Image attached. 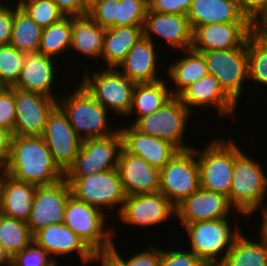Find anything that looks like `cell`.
Returning a JSON list of instances; mask_svg holds the SVG:
<instances>
[{
  "label": "cell",
  "instance_id": "1",
  "mask_svg": "<svg viewBox=\"0 0 267 266\" xmlns=\"http://www.w3.org/2000/svg\"><path fill=\"white\" fill-rule=\"evenodd\" d=\"M3 171L36 186L50 185L64 178L42 136L14 135L10 159Z\"/></svg>",
  "mask_w": 267,
  "mask_h": 266
},
{
  "label": "cell",
  "instance_id": "2",
  "mask_svg": "<svg viewBox=\"0 0 267 266\" xmlns=\"http://www.w3.org/2000/svg\"><path fill=\"white\" fill-rule=\"evenodd\" d=\"M267 195V175L256 160L234 143V169L228 197L239 213L251 215L261 208Z\"/></svg>",
  "mask_w": 267,
  "mask_h": 266
},
{
  "label": "cell",
  "instance_id": "3",
  "mask_svg": "<svg viewBox=\"0 0 267 266\" xmlns=\"http://www.w3.org/2000/svg\"><path fill=\"white\" fill-rule=\"evenodd\" d=\"M75 89L66 97H59L57 105L67 115L77 136L83 141L115 134L118 129L109 128L107 109L98 103L81 83Z\"/></svg>",
  "mask_w": 267,
  "mask_h": 266
},
{
  "label": "cell",
  "instance_id": "4",
  "mask_svg": "<svg viewBox=\"0 0 267 266\" xmlns=\"http://www.w3.org/2000/svg\"><path fill=\"white\" fill-rule=\"evenodd\" d=\"M205 149L196 152L199 165L200 187L229 197L233 169L234 142L216 138Z\"/></svg>",
  "mask_w": 267,
  "mask_h": 266
},
{
  "label": "cell",
  "instance_id": "5",
  "mask_svg": "<svg viewBox=\"0 0 267 266\" xmlns=\"http://www.w3.org/2000/svg\"><path fill=\"white\" fill-rule=\"evenodd\" d=\"M228 221V218H222L183 226L190 238L191 251L211 266L220 264L232 248L236 237L241 233L239 228H236L235 231L231 230L232 226H229L230 222Z\"/></svg>",
  "mask_w": 267,
  "mask_h": 266
},
{
  "label": "cell",
  "instance_id": "6",
  "mask_svg": "<svg viewBox=\"0 0 267 266\" xmlns=\"http://www.w3.org/2000/svg\"><path fill=\"white\" fill-rule=\"evenodd\" d=\"M191 113L178 96H173L159 110L134 119L131 125L141 133L168 141L179 151H185L193 148L183 141Z\"/></svg>",
  "mask_w": 267,
  "mask_h": 266
},
{
  "label": "cell",
  "instance_id": "7",
  "mask_svg": "<svg viewBox=\"0 0 267 266\" xmlns=\"http://www.w3.org/2000/svg\"><path fill=\"white\" fill-rule=\"evenodd\" d=\"M71 195L64 211V224L94 252L110 249L114 233L104 229L108 215Z\"/></svg>",
  "mask_w": 267,
  "mask_h": 266
},
{
  "label": "cell",
  "instance_id": "8",
  "mask_svg": "<svg viewBox=\"0 0 267 266\" xmlns=\"http://www.w3.org/2000/svg\"><path fill=\"white\" fill-rule=\"evenodd\" d=\"M81 84L104 108L114 110L120 116H128L135 87L118 68L94 71L91 75L85 70ZM89 76H88V75Z\"/></svg>",
  "mask_w": 267,
  "mask_h": 266
},
{
  "label": "cell",
  "instance_id": "9",
  "mask_svg": "<svg viewBox=\"0 0 267 266\" xmlns=\"http://www.w3.org/2000/svg\"><path fill=\"white\" fill-rule=\"evenodd\" d=\"M70 184L72 195L91 206L114 208L120 205V213L126 194L120 180L118 169L91 174L86 177H64Z\"/></svg>",
  "mask_w": 267,
  "mask_h": 266
},
{
  "label": "cell",
  "instance_id": "10",
  "mask_svg": "<svg viewBox=\"0 0 267 266\" xmlns=\"http://www.w3.org/2000/svg\"><path fill=\"white\" fill-rule=\"evenodd\" d=\"M193 149L178 151L160 169L159 192L175 206L200 188L199 165Z\"/></svg>",
  "mask_w": 267,
  "mask_h": 266
},
{
  "label": "cell",
  "instance_id": "11",
  "mask_svg": "<svg viewBox=\"0 0 267 266\" xmlns=\"http://www.w3.org/2000/svg\"><path fill=\"white\" fill-rule=\"evenodd\" d=\"M122 136L118 130L105 138L83 140L73 164L64 177H86L118 167Z\"/></svg>",
  "mask_w": 267,
  "mask_h": 266
},
{
  "label": "cell",
  "instance_id": "12",
  "mask_svg": "<svg viewBox=\"0 0 267 266\" xmlns=\"http://www.w3.org/2000/svg\"><path fill=\"white\" fill-rule=\"evenodd\" d=\"M209 74L213 75L224 91L237 103L243 82L248 79L247 41L239 48L203 51Z\"/></svg>",
  "mask_w": 267,
  "mask_h": 266
},
{
  "label": "cell",
  "instance_id": "13",
  "mask_svg": "<svg viewBox=\"0 0 267 266\" xmlns=\"http://www.w3.org/2000/svg\"><path fill=\"white\" fill-rule=\"evenodd\" d=\"M16 136H43L46 122L51 111L57 106L58 99L46 95L14 88Z\"/></svg>",
  "mask_w": 267,
  "mask_h": 266
},
{
  "label": "cell",
  "instance_id": "14",
  "mask_svg": "<svg viewBox=\"0 0 267 266\" xmlns=\"http://www.w3.org/2000/svg\"><path fill=\"white\" fill-rule=\"evenodd\" d=\"M71 195L70 184L65 178L50 185L37 186L27 221L32 234L50 224L63 223L64 211Z\"/></svg>",
  "mask_w": 267,
  "mask_h": 266
},
{
  "label": "cell",
  "instance_id": "15",
  "mask_svg": "<svg viewBox=\"0 0 267 266\" xmlns=\"http://www.w3.org/2000/svg\"><path fill=\"white\" fill-rule=\"evenodd\" d=\"M42 137L51 151L54 162L65 173L73 164L82 140L58 105L49 114Z\"/></svg>",
  "mask_w": 267,
  "mask_h": 266
},
{
  "label": "cell",
  "instance_id": "16",
  "mask_svg": "<svg viewBox=\"0 0 267 266\" xmlns=\"http://www.w3.org/2000/svg\"><path fill=\"white\" fill-rule=\"evenodd\" d=\"M118 215L124 223L145 228L176 216V206L161 192L130 195Z\"/></svg>",
  "mask_w": 267,
  "mask_h": 266
},
{
  "label": "cell",
  "instance_id": "17",
  "mask_svg": "<svg viewBox=\"0 0 267 266\" xmlns=\"http://www.w3.org/2000/svg\"><path fill=\"white\" fill-rule=\"evenodd\" d=\"M192 31L193 51L230 50L247 41L254 25L251 22L217 23L198 26Z\"/></svg>",
  "mask_w": 267,
  "mask_h": 266
},
{
  "label": "cell",
  "instance_id": "18",
  "mask_svg": "<svg viewBox=\"0 0 267 266\" xmlns=\"http://www.w3.org/2000/svg\"><path fill=\"white\" fill-rule=\"evenodd\" d=\"M232 208L228 197L200 187L176 206V218L183 226L194 222L219 220L228 218Z\"/></svg>",
  "mask_w": 267,
  "mask_h": 266
},
{
  "label": "cell",
  "instance_id": "19",
  "mask_svg": "<svg viewBox=\"0 0 267 266\" xmlns=\"http://www.w3.org/2000/svg\"><path fill=\"white\" fill-rule=\"evenodd\" d=\"M192 29L186 15L159 13L147 8L143 36L154 40V35L165 39L172 49L183 52L191 49Z\"/></svg>",
  "mask_w": 267,
  "mask_h": 266
},
{
  "label": "cell",
  "instance_id": "20",
  "mask_svg": "<svg viewBox=\"0 0 267 266\" xmlns=\"http://www.w3.org/2000/svg\"><path fill=\"white\" fill-rule=\"evenodd\" d=\"M117 169L126 196L159 192L160 170L143 158L127 153L122 148Z\"/></svg>",
  "mask_w": 267,
  "mask_h": 266
},
{
  "label": "cell",
  "instance_id": "21",
  "mask_svg": "<svg viewBox=\"0 0 267 266\" xmlns=\"http://www.w3.org/2000/svg\"><path fill=\"white\" fill-rule=\"evenodd\" d=\"M122 136V148L134 156L143 158L151 166L162 169L179 151L170 142L141 133L132 125L118 128Z\"/></svg>",
  "mask_w": 267,
  "mask_h": 266
},
{
  "label": "cell",
  "instance_id": "22",
  "mask_svg": "<svg viewBox=\"0 0 267 266\" xmlns=\"http://www.w3.org/2000/svg\"><path fill=\"white\" fill-rule=\"evenodd\" d=\"M33 241L54 259L77 251L82 263H91L93 251L64 223L41 228L33 234Z\"/></svg>",
  "mask_w": 267,
  "mask_h": 266
},
{
  "label": "cell",
  "instance_id": "23",
  "mask_svg": "<svg viewBox=\"0 0 267 266\" xmlns=\"http://www.w3.org/2000/svg\"><path fill=\"white\" fill-rule=\"evenodd\" d=\"M181 102L190 107L209 106L216 108L225 117L234 114L237 103L224 91L219 81L211 74L187 86L179 95Z\"/></svg>",
  "mask_w": 267,
  "mask_h": 266
},
{
  "label": "cell",
  "instance_id": "24",
  "mask_svg": "<svg viewBox=\"0 0 267 266\" xmlns=\"http://www.w3.org/2000/svg\"><path fill=\"white\" fill-rule=\"evenodd\" d=\"M53 62V58L39 52L27 53L20 76L13 87L59 99L60 96L57 97V94L55 96L51 92L56 79L55 62Z\"/></svg>",
  "mask_w": 267,
  "mask_h": 266
},
{
  "label": "cell",
  "instance_id": "25",
  "mask_svg": "<svg viewBox=\"0 0 267 266\" xmlns=\"http://www.w3.org/2000/svg\"><path fill=\"white\" fill-rule=\"evenodd\" d=\"M155 43L142 36L130 49L119 71L135 84L152 83L161 80L157 74V52Z\"/></svg>",
  "mask_w": 267,
  "mask_h": 266
},
{
  "label": "cell",
  "instance_id": "26",
  "mask_svg": "<svg viewBox=\"0 0 267 266\" xmlns=\"http://www.w3.org/2000/svg\"><path fill=\"white\" fill-rule=\"evenodd\" d=\"M36 185L17 180L1 171L0 214L27 222L32 210Z\"/></svg>",
  "mask_w": 267,
  "mask_h": 266
},
{
  "label": "cell",
  "instance_id": "27",
  "mask_svg": "<svg viewBox=\"0 0 267 266\" xmlns=\"http://www.w3.org/2000/svg\"><path fill=\"white\" fill-rule=\"evenodd\" d=\"M191 29L217 23L250 22L238 0H193L186 14Z\"/></svg>",
  "mask_w": 267,
  "mask_h": 266
},
{
  "label": "cell",
  "instance_id": "28",
  "mask_svg": "<svg viewBox=\"0 0 267 266\" xmlns=\"http://www.w3.org/2000/svg\"><path fill=\"white\" fill-rule=\"evenodd\" d=\"M105 31L106 28L96 23L88 14L72 16L70 49L93 58V60L100 59L104 48Z\"/></svg>",
  "mask_w": 267,
  "mask_h": 266
},
{
  "label": "cell",
  "instance_id": "29",
  "mask_svg": "<svg viewBox=\"0 0 267 266\" xmlns=\"http://www.w3.org/2000/svg\"><path fill=\"white\" fill-rule=\"evenodd\" d=\"M142 36L143 26L106 28L101 58L105 60L107 68H118Z\"/></svg>",
  "mask_w": 267,
  "mask_h": 266
},
{
  "label": "cell",
  "instance_id": "30",
  "mask_svg": "<svg viewBox=\"0 0 267 266\" xmlns=\"http://www.w3.org/2000/svg\"><path fill=\"white\" fill-rule=\"evenodd\" d=\"M175 63L168 67L169 78L176 84L175 89H170L173 96H178L187 86L209 74L204 56L192 49L184 51Z\"/></svg>",
  "mask_w": 267,
  "mask_h": 266
},
{
  "label": "cell",
  "instance_id": "31",
  "mask_svg": "<svg viewBox=\"0 0 267 266\" xmlns=\"http://www.w3.org/2000/svg\"><path fill=\"white\" fill-rule=\"evenodd\" d=\"M166 79L152 83L136 84L132 95V104L129 111L137 114V118L148 116L159 110L173 95L171 88L165 83Z\"/></svg>",
  "mask_w": 267,
  "mask_h": 266
},
{
  "label": "cell",
  "instance_id": "32",
  "mask_svg": "<svg viewBox=\"0 0 267 266\" xmlns=\"http://www.w3.org/2000/svg\"><path fill=\"white\" fill-rule=\"evenodd\" d=\"M218 266H267V240L253 242L241 232Z\"/></svg>",
  "mask_w": 267,
  "mask_h": 266
},
{
  "label": "cell",
  "instance_id": "33",
  "mask_svg": "<svg viewBox=\"0 0 267 266\" xmlns=\"http://www.w3.org/2000/svg\"><path fill=\"white\" fill-rule=\"evenodd\" d=\"M43 28L36 24L26 12L13 7V27L10 45L24 53H36L39 50Z\"/></svg>",
  "mask_w": 267,
  "mask_h": 266
},
{
  "label": "cell",
  "instance_id": "34",
  "mask_svg": "<svg viewBox=\"0 0 267 266\" xmlns=\"http://www.w3.org/2000/svg\"><path fill=\"white\" fill-rule=\"evenodd\" d=\"M72 44V16H65L60 21L43 28L38 52L55 58L63 55ZM70 47V48H69Z\"/></svg>",
  "mask_w": 267,
  "mask_h": 266
},
{
  "label": "cell",
  "instance_id": "35",
  "mask_svg": "<svg viewBox=\"0 0 267 266\" xmlns=\"http://www.w3.org/2000/svg\"><path fill=\"white\" fill-rule=\"evenodd\" d=\"M33 242V234L27 222L0 214V243L12 259Z\"/></svg>",
  "mask_w": 267,
  "mask_h": 266
},
{
  "label": "cell",
  "instance_id": "36",
  "mask_svg": "<svg viewBox=\"0 0 267 266\" xmlns=\"http://www.w3.org/2000/svg\"><path fill=\"white\" fill-rule=\"evenodd\" d=\"M248 80L267 85V39L253 31L247 39Z\"/></svg>",
  "mask_w": 267,
  "mask_h": 266
},
{
  "label": "cell",
  "instance_id": "37",
  "mask_svg": "<svg viewBox=\"0 0 267 266\" xmlns=\"http://www.w3.org/2000/svg\"><path fill=\"white\" fill-rule=\"evenodd\" d=\"M26 53L14 46H0V84L3 87H13L20 76Z\"/></svg>",
  "mask_w": 267,
  "mask_h": 266
},
{
  "label": "cell",
  "instance_id": "38",
  "mask_svg": "<svg viewBox=\"0 0 267 266\" xmlns=\"http://www.w3.org/2000/svg\"><path fill=\"white\" fill-rule=\"evenodd\" d=\"M21 9L41 28L49 27L65 17L53 0H32Z\"/></svg>",
  "mask_w": 267,
  "mask_h": 266
},
{
  "label": "cell",
  "instance_id": "39",
  "mask_svg": "<svg viewBox=\"0 0 267 266\" xmlns=\"http://www.w3.org/2000/svg\"><path fill=\"white\" fill-rule=\"evenodd\" d=\"M147 8L140 0H119L115 27L143 26Z\"/></svg>",
  "mask_w": 267,
  "mask_h": 266
},
{
  "label": "cell",
  "instance_id": "40",
  "mask_svg": "<svg viewBox=\"0 0 267 266\" xmlns=\"http://www.w3.org/2000/svg\"><path fill=\"white\" fill-rule=\"evenodd\" d=\"M50 257V258H49ZM18 266H57L58 261L53 259L41 246L34 241L12 259Z\"/></svg>",
  "mask_w": 267,
  "mask_h": 266
},
{
  "label": "cell",
  "instance_id": "41",
  "mask_svg": "<svg viewBox=\"0 0 267 266\" xmlns=\"http://www.w3.org/2000/svg\"><path fill=\"white\" fill-rule=\"evenodd\" d=\"M119 0H90L88 15L103 28L115 27Z\"/></svg>",
  "mask_w": 267,
  "mask_h": 266
},
{
  "label": "cell",
  "instance_id": "42",
  "mask_svg": "<svg viewBox=\"0 0 267 266\" xmlns=\"http://www.w3.org/2000/svg\"><path fill=\"white\" fill-rule=\"evenodd\" d=\"M160 266H211L207 261L199 259L192 251L161 249Z\"/></svg>",
  "mask_w": 267,
  "mask_h": 266
},
{
  "label": "cell",
  "instance_id": "43",
  "mask_svg": "<svg viewBox=\"0 0 267 266\" xmlns=\"http://www.w3.org/2000/svg\"><path fill=\"white\" fill-rule=\"evenodd\" d=\"M15 119L14 87H3L0 90V126L14 132Z\"/></svg>",
  "mask_w": 267,
  "mask_h": 266
},
{
  "label": "cell",
  "instance_id": "44",
  "mask_svg": "<svg viewBox=\"0 0 267 266\" xmlns=\"http://www.w3.org/2000/svg\"><path fill=\"white\" fill-rule=\"evenodd\" d=\"M115 244L113 243L111 249L125 262L126 266H160L161 263V247H153L138 254H133L132 257L128 258V260H124L123 257L120 256L118 250H116Z\"/></svg>",
  "mask_w": 267,
  "mask_h": 266
},
{
  "label": "cell",
  "instance_id": "45",
  "mask_svg": "<svg viewBox=\"0 0 267 266\" xmlns=\"http://www.w3.org/2000/svg\"><path fill=\"white\" fill-rule=\"evenodd\" d=\"M193 0H154L149 10L159 13L186 15Z\"/></svg>",
  "mask_w": 267,
  "mask_h": 266
},
{
  "label": "cell",
  "instance_id": "46",
  "mask_svg": "<svg viewBox=\"0 0 267 266\" xmlns=\"http://www.w3.org/2000/svg\"><path fill=\"white\" fill-rule=\"evenodd\" d=\"M242 14L255 25L267 12V0H238Z\"/></svg>",
  "mask_w": 267,
  "mask_h": 266
},
{
  "label": "cell",
  "instance_id": "47",
  "mask_svg": "<svg viewBox=\"0 0 267 266\" xmlns=\"http://www.w3.org/2000/svg\"><path fill=\"white\" fill-rule=\"evenodd\" d=\"M0 4V46L8 45L11 40L13 27V7Z\"/></svg>",
  "mask_w": 267,
  "mask_h": 266
},
{
  "label": "cell",
  "instance_id": "48",
  "mask_svg": "<svg viewBox=\"0 0 267 266\" xmlns=\"http://www.w3.org/2000/svg\"><path fill=\"white\" fill-rule=\"evenodd\" d=\"M64 16L88 14L90 0H53Z\"/></svg>",
  "mask_w": 267,
  "mask_h": 266
},
{
  "label": "cell",
  "instance_id": "49",
  "mask_svg": "<svg viewBox=\"0 0 267 266\" xmlns=\"http://www.w3.org/2000/svg\"><path fill=\"white\" fill-rule=\"evenodd\" d=\"M13 136L11 130L0 126V171H3L9 162Z\"/></svg>",
  "mask_w": 267,
  "mask_h": 266
},
{
  "label": "cell",
  "instance_id": "50",
  "mask_svg": "<svg viewBox=\"0 0 267 266\" xmlns=\"http://www.w3.org/2000/svg\"><path fill=\"white\" fill-rule=\"evenodd\" d=\"M92 261H97L102 266H126L125 262L110 248L107 250L94 251Z\"/></svg>",
  "mask_w": 267,
  "mask_h": 266
},
{
  "label": "cell",
  "instance_id": "51",
  "mask_svg": "<svg viewBox=\"0 0 267 266\" xmlns=\"http://www.w3.org/2000/svg\"><path fill=\"white\" fill-rule=\"evenodd\" d=\"M254 31L267 39V12L254 25Z\"/></svg>",
  "mask_w": 267,
  "mask_h": 266
},
{
  "label": "cell",
  "instance_id": "52",
  "mask_svg": "<svg viewBox=\"0 0 267 266\" xmlns=\"http://www.w3.org/2000/svg\"><path fill=\"white\" fill-rule=\"evenodd\" d=\"M260 209H261L262 216H263V220H262L263 222L261 224L262 226L260 228L261 229L260 233H261V236L267 240V205H265L264 207L262 205V208Z\"/></svg>",
  "mask_w": 267,
  "mask_h": 266
},
{
  "label": "cell",
  "instance_id": "53",
  "mask_svg": "<svg viewBox=\"0 0 267 266\" xmlns=\"http://www.w3.org/2000/svg\"><path fill=\"white\" fill-rule=\"evenodd\" d=\"M10 260H11V258L5 252V250L3 249V246L0 243V266L7 264Z\"/></svg>",
  "mask_w": 267,
  "mask_h": 266
},
{
  "label": "cell",
  "instance_id": "54",
  "mask_svg": "<svg viewBox=\"0 0 267 266\" xmlns=\"http://www.w3.org/2000/svg\"><path fill=\"white\" fill-rule=\"evenodd\" d=\"M32 0H19L15 7L21 8L25 3L31 2Z\"/></svg>",
  "mask_w": 267,
  "mask_h": 266
},
{
  "label": "cell",
  "instance_id": "55",
  "mask_svg": "<svg viewBox=\"0 0 267 266\" xmlns=\"http://www.w3.org/2000/svg\"><path fill=\"white\" fill-rule=\"evenodd\" d=\"M142 3H144L147 7H149L154 0H140Z\"/></svg>",
  "mask_w": 267,
  "mask_h": 266
},
{
  "label": "cell",
  "instance_id": "56",
  "mask_svg": "<svg viewBox=\"0 0 267 266\" xmlns=\"http://www.w3.org/2000/svg\"><path fill=\"white\" fill-rule=\"evenodd\" d=\"M3 266H18V265L14 263L12 260H10L7 264H4Z\"/></svg>",
  "mask_w": 267,
  "mask_h": 266
},
{
  "label": "cell",
  "instance_id": "57",
  "mask_svg": "<svg viewBox=\"0 0 267 266\" xmlns=\"http://www.w3.org/2000/svg\"><path fill=\"white\" fill-rule=\"evenodd\" d=\"M0 203H1V171H0Z\"/></svg>",
  "mask_w": 267,
  "mask_h": 266
}]
</instances>
